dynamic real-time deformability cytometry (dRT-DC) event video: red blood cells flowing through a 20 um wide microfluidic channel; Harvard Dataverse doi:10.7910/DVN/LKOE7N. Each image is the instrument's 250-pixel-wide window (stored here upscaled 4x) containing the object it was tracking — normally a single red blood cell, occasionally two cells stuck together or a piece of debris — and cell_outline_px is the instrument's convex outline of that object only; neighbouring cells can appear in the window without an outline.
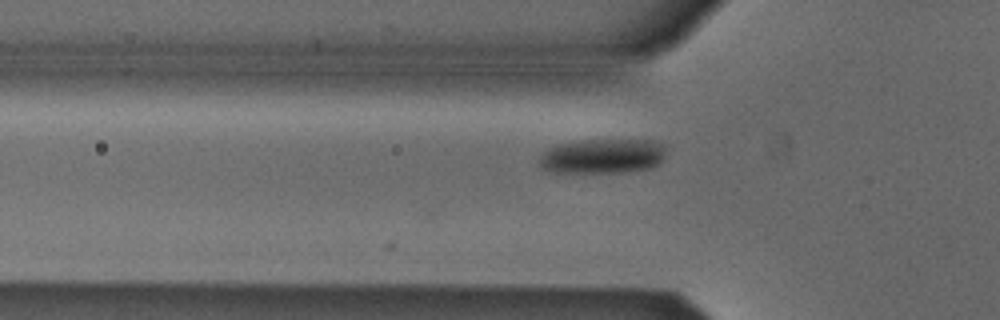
{"species": "Egyptian fruit bat (a non-hibernating species)", "species_latin": "Rousettus aegyptiacus", "temperature_condition": "cold", "stored_images_in_passage": 6, "camera_frame_rate_fps": 3000, "um_per_image_px": 0.085, "animal": {"sex": "male"}, "frame": {"image": 1, "passage_image": 6, "time_ms": 1.667, "image_size_px": [1000, 320], "cell_outline_px": [[664, 156], [652, 168], [624, 172], [548, 172], [540, 168], [536, 164], [540, 156], [548, 148], [556, 144], [580, 140], [652, 140], [664, 144]], "centroid_in_image_um": [51.14, 13.27], "position_along_channel_um": 74.7, "area_um2": 25.89}}